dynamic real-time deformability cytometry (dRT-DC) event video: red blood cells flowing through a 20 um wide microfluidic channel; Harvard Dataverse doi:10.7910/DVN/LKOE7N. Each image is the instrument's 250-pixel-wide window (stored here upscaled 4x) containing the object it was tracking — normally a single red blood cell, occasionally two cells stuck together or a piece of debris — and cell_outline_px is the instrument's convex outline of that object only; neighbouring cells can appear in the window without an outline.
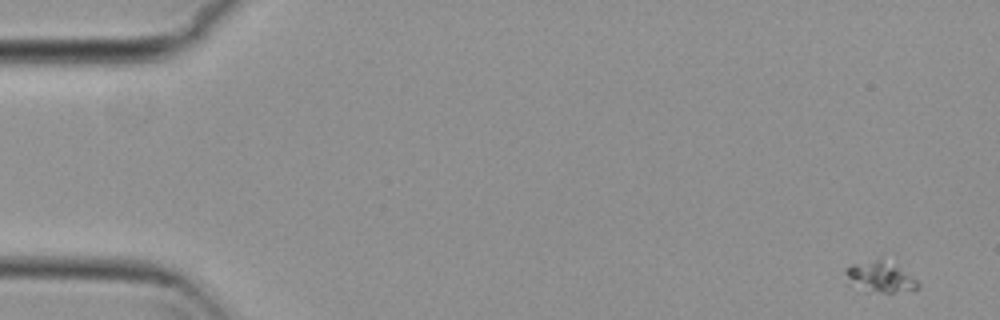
{"species": "common noctule bat (a hibernating species)", "species_latin": "Nyctalus noctula", "temperature_condition": "cold", "stored_images_in_passage": 55, "camera_frame_rate_fps": 3000, "um_per_image_px": 0.085, "animal": {"sex": "female", "body_mass_g": 29.2, "forearm_length_mm": 56.3}, "frame": {"image": 1, "passage_image": 1, "time_ms": 0.0, "image_size_px": [1000, 320], "cell_outline_px": [[920, 288], [916, 292], [868, 292], [848, 284], [844, 272], [844, 268], [852, 264], [880, 256], [896, 264], [916, 280], [920, 284]], "centroid_in_image_um": [74.81, 23.52], "position_along_channel_um": 10.2, "area_um2": 13.81}}
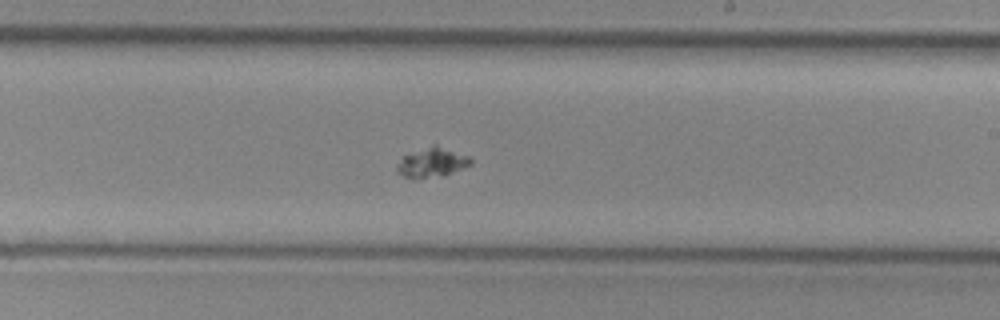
{"frame": {"image": 2, "passage_image": 32, "time_ms": 10.333, "image_size_px": [1000, 320], "cell_outline_px": [[472, 164], [444, 176], [412, 180], [396, 172], [396, 168], [400, 160], [404, 156], [432, 144], [436, 144], [468, 156], [472, 160]], "centroid_in_image_um": [36.71, 13.84], "position_along_channel_um": 252.3, "area_um2": 12.83}}
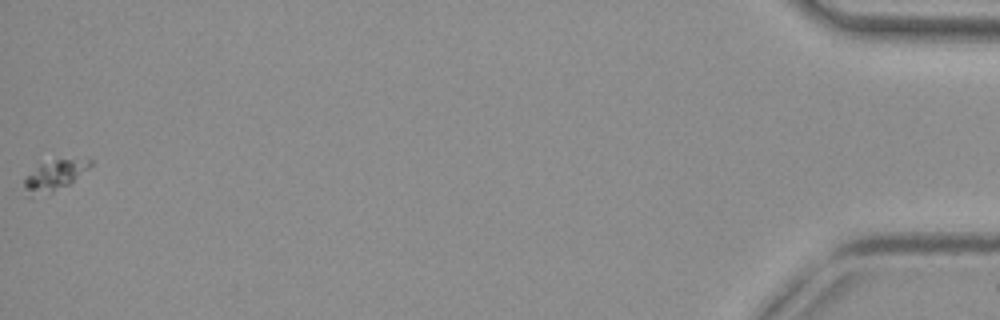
{"frame": {"image": 3, "passage_image": 55, "time_ms": 18.0, "image_size_px": [1000, 320], "cell_outline_px": [[92, 164], [88, 168], [68, 184], [52, 192], [32, 200], [28, 196], [24, 184], [24, 176], [40, 164], [56, 160], [92, 160]], "centroid_in_image_um": [4.52, 14.99], "position_along_channel_um": 430.7, "area_um2": 11.5}}